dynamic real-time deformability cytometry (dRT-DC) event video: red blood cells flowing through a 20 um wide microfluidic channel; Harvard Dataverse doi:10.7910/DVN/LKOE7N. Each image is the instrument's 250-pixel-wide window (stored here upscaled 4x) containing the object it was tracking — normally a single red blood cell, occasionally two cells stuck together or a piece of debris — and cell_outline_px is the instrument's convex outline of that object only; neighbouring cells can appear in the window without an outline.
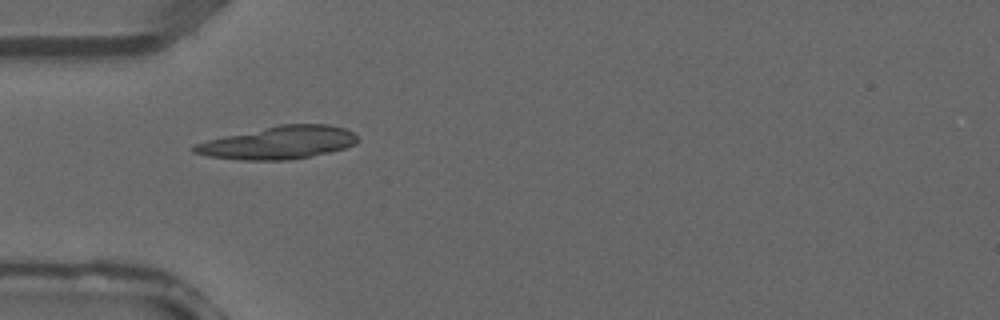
{"species": "common noctule bat (a hibernating species)", "species_latin": "Nyctalus noctula", "temperature_condition": "warm", "stored_images_in_passage": 5, "camera_frame_rate_fps": 3000, "um_per_image_px": 0.085, "animal": {"sex": "male", "forearm_length_mm": 52.5}, "frame": {"image": 1, "passage_image": 4, "time_ms": 1.0, "image_size_px": [1000, 320], "cell_outline_px": [[360, 140], [356, 144], [344, 148], [328, 152], [292, 160], [240, 160], [208, 156], [192, 152], [192, 148], [196, 144], [208, 140], [224, 136], [280, 124], [328, 124], [344, 128], [352, 132]], "centroid_in_image_um": [23.7, 12.13], "position_along_channel_um": 61.3, "area_um2": 31.1}}
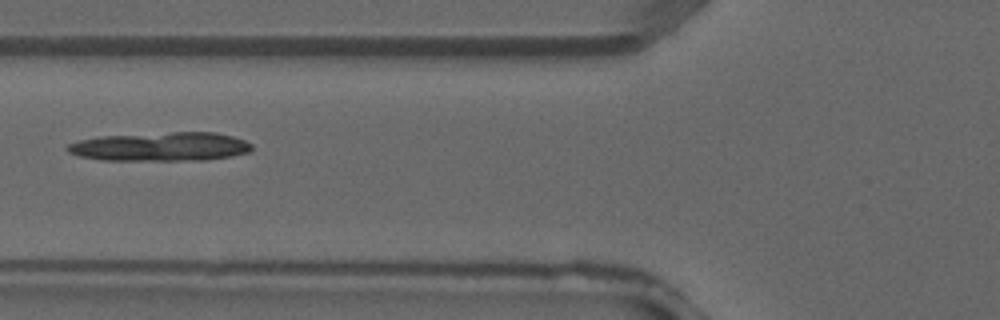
{"frame": {"image": 2, "passage_image": 5, "time_ms": 1.333, "image_size_px": [1000, 320], "cell_outline_px": [[252, 152], [232, 156], [204, 160], [100, 160], [80, 156], [68, 152], [64, 148], [68, 144], [80, 140], [100, 136], [172, 132], [216, 132], [232, 136], [244, 140], [252, 144]], "centroid_in_image_um": [13.67, 12.47], "position_along_channel_um": 112.1, "area_um2": 31.15}}